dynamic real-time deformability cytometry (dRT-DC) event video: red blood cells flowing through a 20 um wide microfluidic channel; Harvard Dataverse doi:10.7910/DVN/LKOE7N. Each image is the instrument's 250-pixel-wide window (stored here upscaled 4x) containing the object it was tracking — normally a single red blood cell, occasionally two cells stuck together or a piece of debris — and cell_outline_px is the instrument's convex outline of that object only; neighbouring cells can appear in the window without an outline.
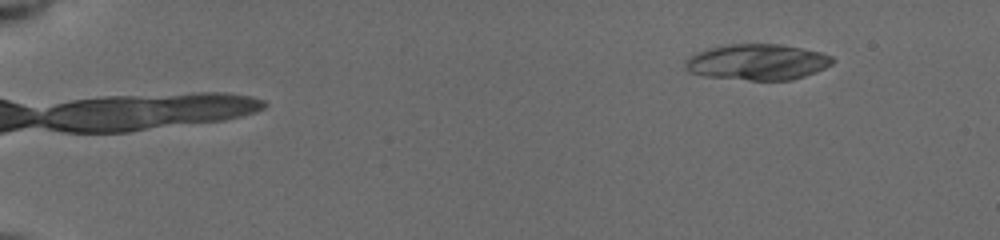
{"species": "common noctule bat (a hibernating species)", "species_latin": "Nyctalus noctula", "temperature_condition": "cold", "stored_images_in_passage": 19, "camera_frame_rate_fps": 3000, "um_per_image_px": 0.085, "animal": {"sex": "female", "body_mass_g": 19.5, "forearm_length_mm": 54.1}, "frame": {"image": 1, "passage_image": 1, "time_ms": 0.0, "image_size_px": [1000, 240], "cell_outline_px": [[836, 60], [832, 64], [816, 72], [792, 80], [748, 80], [704, 76], [688, 72], [684, 68], [684, 64], [696, 52], [712, 48], [732, 44], [780, 44], [820, 52], [832, 56]], "centroid_in_image_um": [64.4, 5.28], "position_along_channel_um": 20.6, "area_um2": 30.69}}